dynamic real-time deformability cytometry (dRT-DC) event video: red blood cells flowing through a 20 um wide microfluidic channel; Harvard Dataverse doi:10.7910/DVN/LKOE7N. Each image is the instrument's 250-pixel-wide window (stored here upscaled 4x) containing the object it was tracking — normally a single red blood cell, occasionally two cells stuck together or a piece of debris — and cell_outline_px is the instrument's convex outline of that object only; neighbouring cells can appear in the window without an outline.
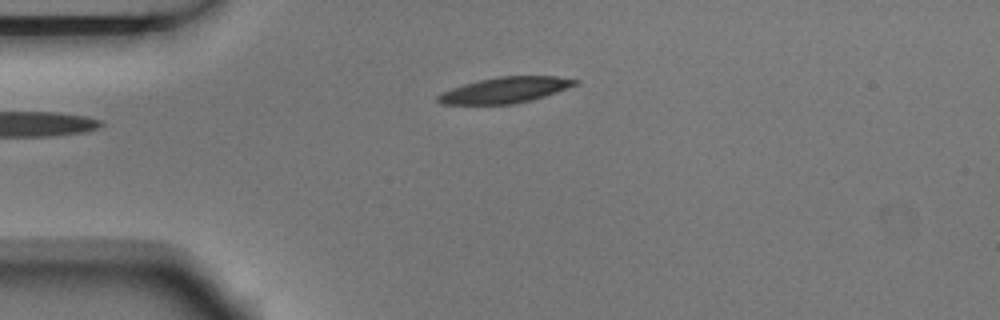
{"species": "Egyptian fruit bat (a non-hibernating species)", "species_latin": "Rousettus aegyptiacus", "temperature_condition": "room temperature", "stored_images_in_passage": 4, "camera_frame_rate_fps": 3000, "um_per_image_px": 0.085, "animal": {"sex": "male"}, "frame": {"image": 1, "passage_image": 4, "time_ms": 1.0, "image_size_px": [1000, 320], "cell_outline_px": [[580, 80], [576, 84], [556, 92], [544, 96], [512, 104], [440, 104], [436, 100], [436, 96], [440, 92], [464, 84], [480, 80], [500, 76], [556, 76]], "centroid_in_image_um": [42.88, 7.65], "position_along_channel_um": 42.1, "area_um2": 20.4}}